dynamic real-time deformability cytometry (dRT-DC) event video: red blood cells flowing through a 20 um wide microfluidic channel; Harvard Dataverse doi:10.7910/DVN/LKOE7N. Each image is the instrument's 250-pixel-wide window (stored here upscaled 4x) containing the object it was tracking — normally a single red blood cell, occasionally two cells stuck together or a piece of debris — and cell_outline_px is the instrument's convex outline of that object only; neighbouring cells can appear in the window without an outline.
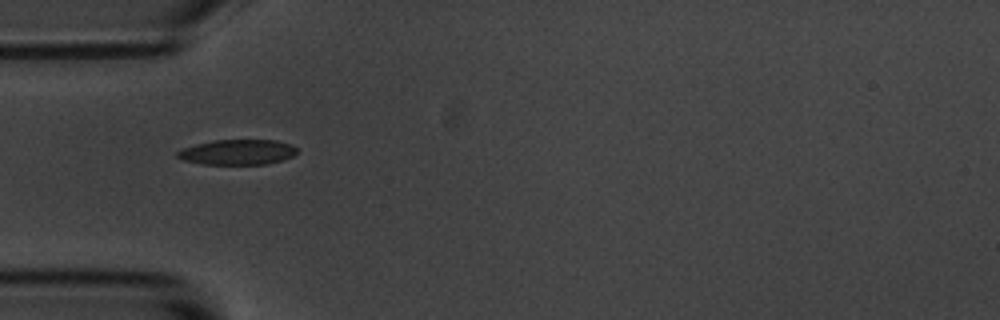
{"species": "common noctule bat (a hibernating species)", "species_latin": "Nyctalus noctula", "temperature_condition": "room temperature", "stored_images_in_passage": 5, "camera_frame_rate_fps": 3000, "um_per_image_px": 0.085, "animal": {"sex": "male", "body_mass_g": 20.1, "forearm_length_mm": 53.5}, "frame": {"image": 1, "passage_image": 1, "time_ms": 0.0, "image_size_px": [1000, 320], "cell_outline_px": [[296, 152], [292, 156], [284, 160], [268, 164], [204, 164], [184, 160], [176, 156], [176, 152], [184, 148], [196, 144], [212, 140], [276, 140], [292, 144], [296, 148]], "centroid_in_image_um": [20.21, 12.93], "position_along_channel_um": 64.8, "area_um2": 17.57}}
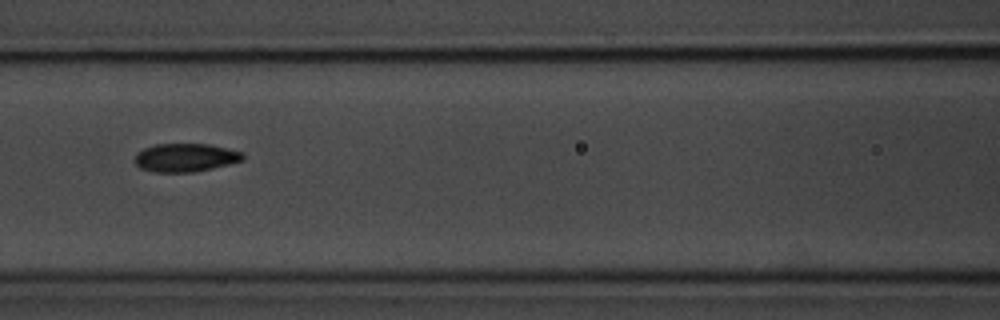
{"frame": {"image": 2, "passage_image": 3, "time_ms": 0.667, "image_size_px": [1000, 320], "cell_outline_px": [[244, 160], [212, 168], [192, 172], [152, 172], [140, 168], [132, 160], [136, 152], [144, 148], [156, 144], [208, 144], [244, 152]], "centroid_in_image_um": [15.72, 13.39], "position_along_channel_um": 150.9, "area_um2": 17.98}}
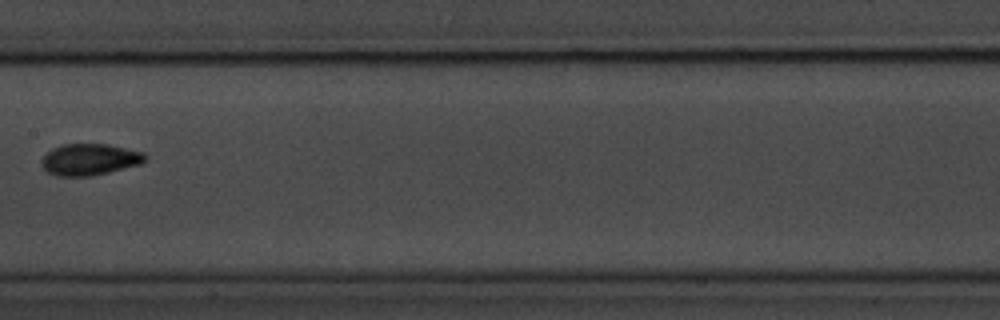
{"frame": {"image": 3, "passage_image": 4, "time_ms": 1.0, "image_size_px": [1000, 320], "cell_outline_px": [[148, 160], [140, 164], [108, 172], [88, 176], [56, 176], [48, 172], [40, 164], [40, 160], [52, 148], [64, 144], [108, 144], [144, 152], [148, 156]], "centroid_in_image_um": [7.63, 13.55], "position_along_channel_um": 199.8, "area_um2": 19.07}}